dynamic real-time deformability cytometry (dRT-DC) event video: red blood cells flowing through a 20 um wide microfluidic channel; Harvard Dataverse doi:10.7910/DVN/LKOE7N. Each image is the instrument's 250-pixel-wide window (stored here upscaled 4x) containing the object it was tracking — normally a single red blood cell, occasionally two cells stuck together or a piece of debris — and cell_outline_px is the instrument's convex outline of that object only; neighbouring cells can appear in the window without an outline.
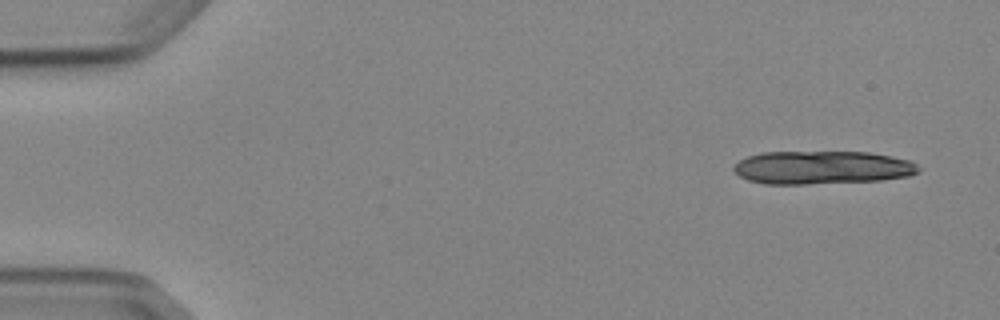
{"species": "Egyptian fruit bat (a non-hibernating species)", "species_latin": "Rousettus aegyptiacus", "temperature_condition": "cold", "stored_images_in_passage": 6, "camera_frame_rate_fps": 3000, "um_per_image_px": 0.085, "animal": {"sex": "female"}, "frame": {"image": 1, "passage_image": 1, "time_ms": 0.0, "image_size_px": [1000, 320], "cell_outline_px": [[920, 168], [916, 172], [908, 176], [880, 180], [804, 184], [764, 184], [748, 180], [740, 176], [732, 168], [740, 160], [748, 156], [760, 152], [868, 152], [892, 156], [908, 160], [916, 164]], "centroid_in_image_um": [69.85, 14.24], "position_along_channel_um": 15.1, "area_um2": 35.66}}
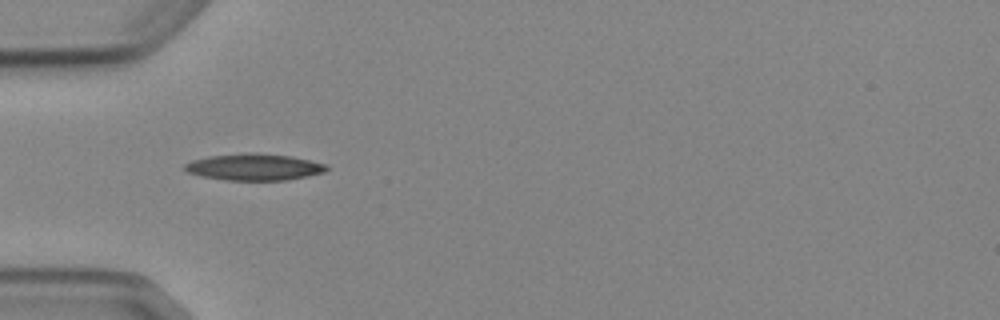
{"frame": {"image": 2, "passage_image": 5, "time_ms": 4.667, "image_size_px": [1000, 320], "cell_outline_px": [[328, 168], [324, 172], [308, 176], [288, 180], [224, 180], [200, 176], [188, 172], [184, 168], [184, 164], [192, 160], [208, 156], [248, 152], [256, 152], [292, 156], [328, 164]], "centroid_in_image_um": [21.61, 14.19], "position_along_channel_um": 63.4, "area_um2": 22.25}}
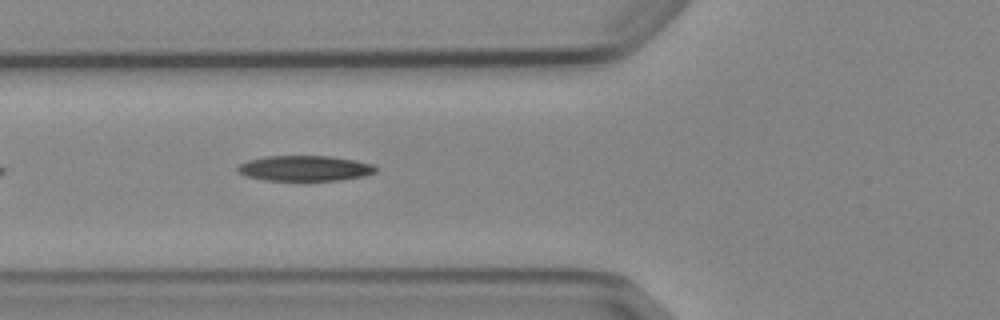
{"frame": {"image": 3, "passage_image": 6, "time_ms": 5.667, "image_size_px": [1000, 320], "cell_outline_px": [[380, 168], [376, 172], [364, 176], [340, 180], [264, 180], [248, 176], [240, 172], [236, 168], [240, 164], [248, 160], [264, 156], [328, 156], [356, 160], [372, 164]], "centroid_in_image_um": [25.96, 14.3], "position_along_channel_um": 99.8, "area_um2": 20.4}}